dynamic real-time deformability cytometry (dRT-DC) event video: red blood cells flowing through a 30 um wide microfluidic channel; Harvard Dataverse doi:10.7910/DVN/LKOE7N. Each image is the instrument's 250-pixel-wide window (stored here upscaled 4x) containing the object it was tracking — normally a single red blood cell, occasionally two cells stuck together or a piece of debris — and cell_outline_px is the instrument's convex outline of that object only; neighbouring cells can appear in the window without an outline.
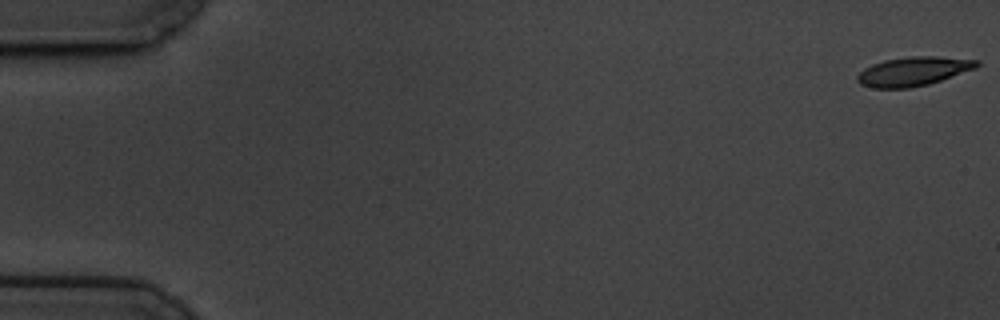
{"species": "common noctule bat (a hibernating species)", "species_latin": "Nyctalus noctula", "temperature_condition": "cold", "stored_images_in_passage": 60, "camera_frame_rate_fps": 3000, "um_per_image_px": 0.085, "animal": {"sex": "male", "body_mass_g": 19.5, "forearm_length_mm": 54.6}, "frame": {"image": 1, "passage_image": 1, "time_ms": 0.0, "image_size_px": [1000, 320], "cell_outline_px": [[980, 64], [976, 68], [928, 84], [908, 88], [872, 88], [860, 84], [856, 80], [856, 76], [864, 68], [872, 64], [884, 60], [908, 56], [936, 56], [980, 60]], "centroid_in_image_um": [77.61, 6.06], "position_along_channel_um": 7.4, "area_um2": 20.23}}
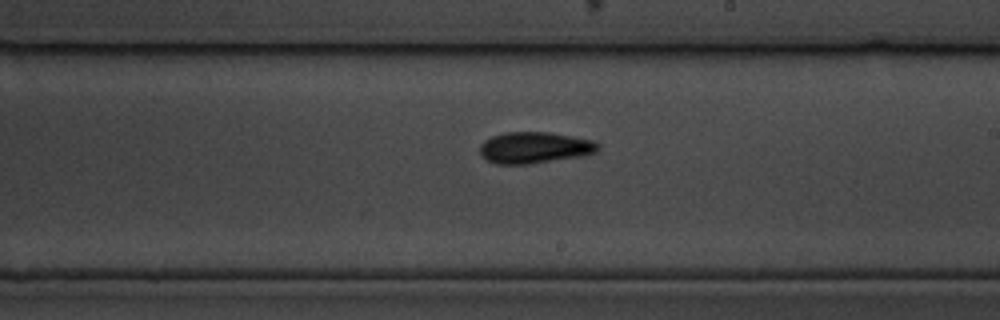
{"frame": {"image": 2, "passage_image": 35, "time_ms": 11.333, "image_size_px": [1000, 320], "cell_outline_px": [[600, 148], [596, 152], [580, 156], [528, 164], [496, 164], [480, 156], [480, 144], [484, 140], [492, 136], [504, 132], [548, 132], [592, 140], [600, 144]], "centroid_in_image_um": [45.4, 12.54], "position_along_channel_um": 243.6, "area_um2": 21.56}}
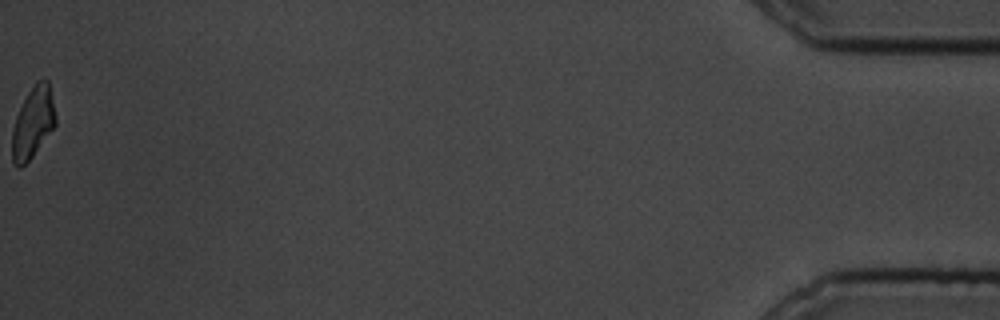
{"frame": {"image": 3, "passage_image": 60, "time_ms": 19.667, "image_size_px": [1000, 320], "cell_outline_px": [[56, 124], [32, 156], [20, 168], [16, 168], [12, 160], [12, 128], [16, 116], [28, 92], [36, 80], [44, 76], [48, 80], [56, 116]], "centroid_in_image_um": [2.79, 10.39], "position_along_channel_um": 432.4, "area_um2": 17.98}, "authors_computed_cell_mechanics": {"area_um2": 20.1722, "velocity_mm_per_s": 3.4059, "shape_relaxation_time_tau1_ms": 3.1059, "shape_relaxation_time_tau2_ms": 6.6641, "deformation_change_tau1": 0.109, "deformation_change_tau2": 0.1375}}